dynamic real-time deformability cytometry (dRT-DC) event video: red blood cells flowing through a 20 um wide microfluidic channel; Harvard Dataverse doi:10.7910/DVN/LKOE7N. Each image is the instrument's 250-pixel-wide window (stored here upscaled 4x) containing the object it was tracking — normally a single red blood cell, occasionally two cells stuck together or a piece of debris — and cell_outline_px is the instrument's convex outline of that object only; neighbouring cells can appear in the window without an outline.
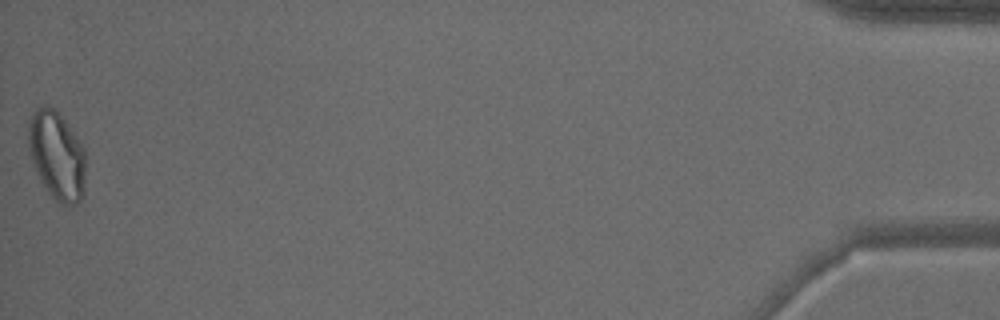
{"species": "common noctule bat (a hibernating species)", "species_latin": "Nyctalus noctula", "temperature_condition": "warm", "stored_images_in_passage": 45, "camera_frame_rate_fps": 3000, "um_per_image_px": 0.085, "animal": {"sex": "male", "body_mass_g": 15.6}, "frame": {"image": 1, "passage_image": 45, "time_ms": 14.667, "image_size_px": [1000, 320], "cell_outline_px": [[84, 192], [80, 200], [76, 204], [68, 208], [60, 204], [48, 192], [40, 180], [36, 172], [28, 148], [28, 120], [32, 112], [36, 108], [44, 104], [56, 108], [76, 136], [84, 148]], "centroid_in_image_um": [4.81, 13.2], "position_along_channel_um": 430.4, "area_um2": 29.88}}